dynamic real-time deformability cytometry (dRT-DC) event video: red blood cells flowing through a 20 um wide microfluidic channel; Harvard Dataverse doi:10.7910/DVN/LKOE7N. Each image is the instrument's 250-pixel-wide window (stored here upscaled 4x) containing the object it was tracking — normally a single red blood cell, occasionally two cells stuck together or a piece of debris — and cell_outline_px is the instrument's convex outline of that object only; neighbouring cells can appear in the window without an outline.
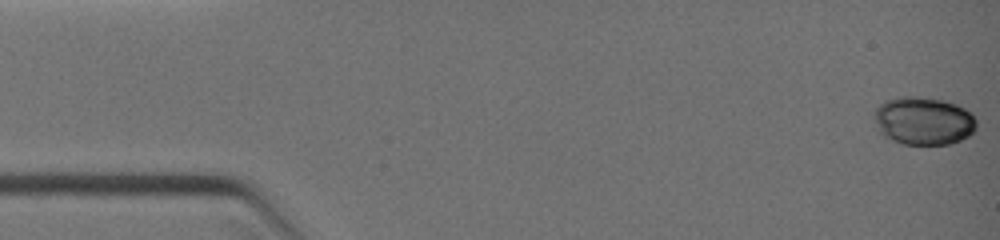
{"species": "common noctule bat (a hibernating species)", "species_latin": "Nyctalus noctula", "temperature_condition": "warm", "stored_images_in_passage": 5, "camera_frame_rate_fps": 3000, "um_per_image_px": 0.085, "animal": {"sex": "female", "body_mass_g": 19.0, "forearm_length_mm": 51.5}, "frame": {"image": 1, "passage_image": 1, "time_ms": 0.0, "image_size_px": [1000, 240], "cell_outline_px": [[976, 128], [968, 136], [960, 140], [948, 144], [904, 144], [892, 140], [884, 136], [880, 132], [872, 116], [872, 112], [884, 100], [900, 96], [916, 96], [944, 100], [956, 104], [972, 112], [976, 120]], "centroid_in_image_um": [78.47, 10.25], "position_along_channel_um": 6.5, "area_um2": 28.9}}
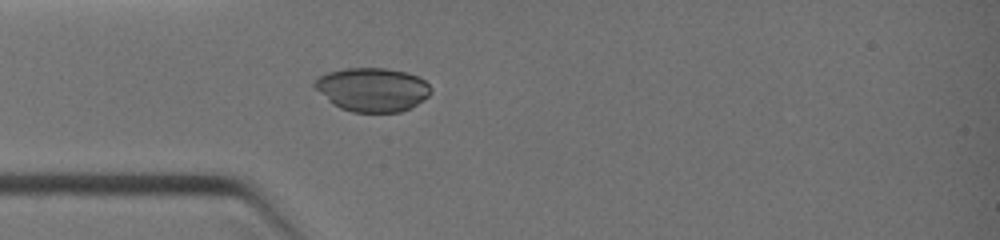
{"frame": {"image": 2, "passage_image": 5, "time_ms": 3.333, "image_size_px": [1000, 240], "cell_outline_px": [[432, 92], [424, 100], [400, 112], [352, 112], [340, 108], [332, 104], [312, 84], [320, 76], [328, 72], [344, 68], [384, 68], [408, 72], [424, 80], [432, 88]], "centroid_in_image_um": [31.66, 7.61], "position_along_channel_um": 53.3, "area_um2": 29.59}}